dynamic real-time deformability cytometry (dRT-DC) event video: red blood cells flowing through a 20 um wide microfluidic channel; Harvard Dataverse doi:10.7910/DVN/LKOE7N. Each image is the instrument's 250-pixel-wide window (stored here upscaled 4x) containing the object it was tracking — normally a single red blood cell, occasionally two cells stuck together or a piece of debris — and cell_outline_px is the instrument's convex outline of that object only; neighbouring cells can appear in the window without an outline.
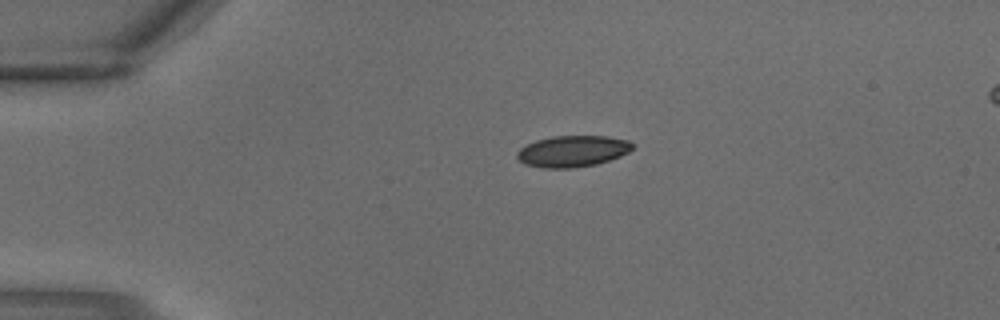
{"species": "common noctule bat (a hibernating species)", "species_latin": "Nyctalus noctula", "temperature_condition": "warm", "stored_images_in_passage": 2, "segment_of_instrument_passage": [1, 2], "camera_frame_rate_fps": 3000, "um_per_image_px": 0.085, "animal": {"sex": "male", "body_mass_g": 18.8}, "frame": {"image": 1, "passage_image": 1, "time_ms": 0.0, "image_size_px": [1000, 320], "cell_outline_px": [[636, 144], [628, 152], [620, 156], [596, 164], [572, 168], [544, 168], [524, 164], [516, 156], [516, 152], [520, 148], [536, 140], [552, 136], [608, 136], [628, 140]], "centroid_in_image_um": [48.67, 12.85], "position_along_channel_um": 36.3, "area_um2": 21.1}}